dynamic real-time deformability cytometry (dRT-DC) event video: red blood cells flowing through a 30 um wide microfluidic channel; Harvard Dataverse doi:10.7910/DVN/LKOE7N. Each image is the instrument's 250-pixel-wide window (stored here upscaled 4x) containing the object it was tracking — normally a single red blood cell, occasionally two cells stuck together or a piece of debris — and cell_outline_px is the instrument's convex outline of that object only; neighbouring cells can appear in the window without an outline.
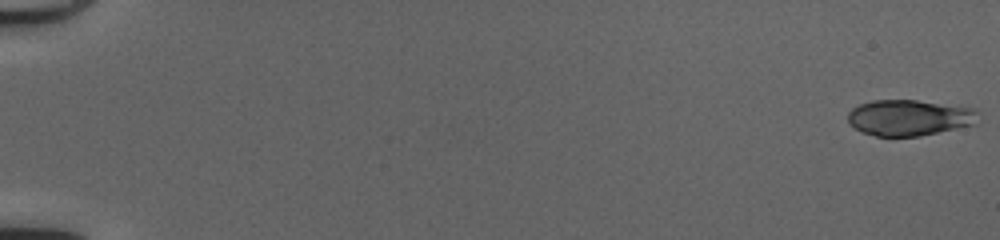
{"species": "common noctule bat (a hibernating species)", "species_latin": "Nyctalus noctula", "temperature_condition": "cold", "stored_images_in_passage": 51, "camera_frame_rate_fps": 3000, "um_per_image_px": 0.085, "animal": {"sex": "female", "body_mass_g": 20.0, "forearm_length_mm": 54.0}, "frame": {"image": 1, "passage_image": 1, "time_ms": 0.0, "image_size_px": [1000, 240], "cell_outline_px": [[980, 112], [976, 124], [920, 136], [876, 136], [860, 132], [848, 124], [848, 112], [852, 108], [860, 104], [872, 100], [916, 100], [976, 108]], "centroid_in_image_um": [77.29, 10.0], "position_along_channel_um": 7.7, "area_um2": 27.63}}
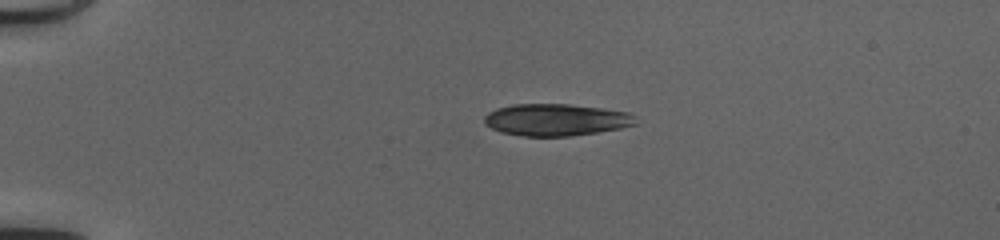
{"frame": {"image": 2, "passage_image": 13, "time_ms": 4.0, "image_size_px": [1000, 240], "cell_outline_px": [[636, 124], [620, 128], [596, 132], [568, 136], [524, 136], [500, 132], [484, 124], [484, 116], [488, 112], [496, 108], [512, 104], [568, 104], [600, 108], [628, 112], [636, 116]], "centroid_in_image_um": [47.23, 10.18], "position_along_channel_um": 37.8, "area_um2": 28.15}}
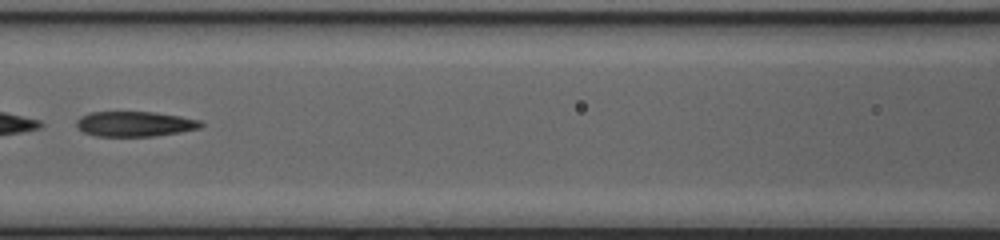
{"frame": {"image": 3, "passage_image": 26, "time_ms": 8.333, "image_size_px": [1000, 240], "cell_outline_px": [[204, 124], [200, 128], [180, 132], [152, 136], [96, 136], [84, 132], [76, 128], [76, 120], [80, 116], [88, 112], [156, 112], [180, 116], [200, 120]], "centroid_in_image_um": [11.43, 10.53], "position_along_channel_um": 155.2, "area_um2": 18.32}, "authors_computed_cell_mechanics": {"area_um2": 27.1082, "velocity_mm_per_s": 4.1896, "shape_relaxation_time_tau1_ms": 11.391, "shape_relaxation_time_tau2_ms": 3.0906, "deformation_change_tau1": 0.2789, "deformation_change_tau2": 0.1364}}